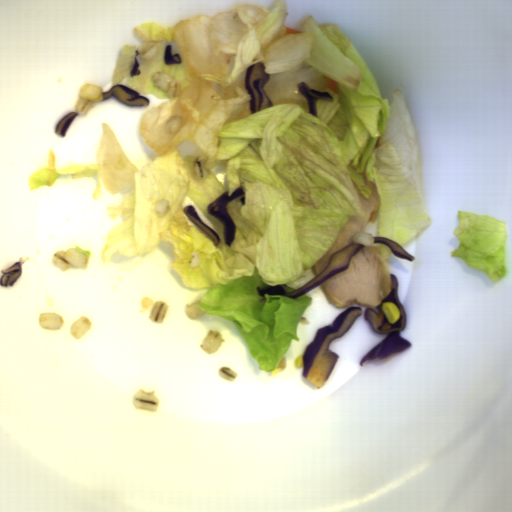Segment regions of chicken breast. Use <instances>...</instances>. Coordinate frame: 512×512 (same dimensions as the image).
<instances>
[{
	"mask_svg": "<svg viewBox=\"0 0 512 512\" xmlns=\"http://www.w3.org/2000/svg\"><path fill=\"white\" fill-rule=\"evenodd\" d=\"M319 285L336 307L358 304L378 309V305L391 292L389 264L381 256L380 250L365 246L350 258L346 269L326 278Z\"/></svg>",
	"mask_w": 512,
	"mask_h": 512,
	"instance_id": "cb542c10",
	"label": "chicken breast"
},
{
	"mask_svg": "<svg viewBox=\"0 0 512 512\" xmlns=\"http://www.w3.org/2000/svg\"><path fill=\"white\" fill-rule=\"evenodd\" d=\"M368 159L366 160L363 171L358 172L362 176L365 186L371 188L369 198L362 194L357 183L353 182L354 188L358 194L359 201L366 217H361L358 214L348 218L346 224L340 230L335 243L327 250V252L312 266L315 276L320 275L329 265L333 254L339 250L355 244L353 237L358 233H366L370 223H376L378 219V212L381 207L380 195L378 193L376 183L370 182L366 175Z\"/></svg>",
	"mask_w": 512,
	"mask_h": 512,
	"instance_id": "c9198e5e",
	"label": "chicken breast"
}]
</instances>
